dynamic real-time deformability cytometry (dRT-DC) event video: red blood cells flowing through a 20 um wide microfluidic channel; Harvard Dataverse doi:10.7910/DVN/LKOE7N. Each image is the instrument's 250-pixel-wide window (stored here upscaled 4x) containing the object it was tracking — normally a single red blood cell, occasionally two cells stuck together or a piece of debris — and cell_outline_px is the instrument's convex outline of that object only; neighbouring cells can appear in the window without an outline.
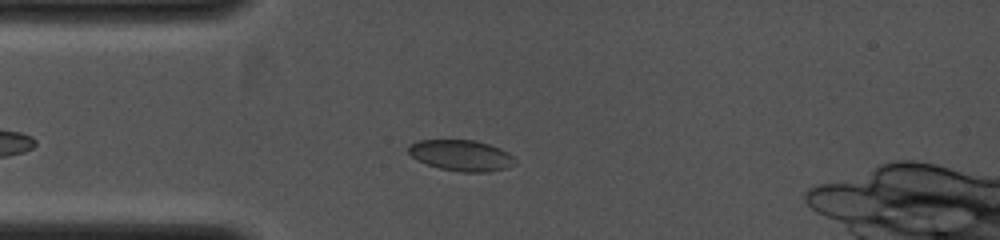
{"species": "common noctule bat (a hibernating species)", "species_latin": "Nyctalus noctula", "temperature_condition": "cold", "stored_images_in_passage": 34, "camera_frame_rate_fps": 4000, "um_per_image_px": 0.085, "animal": {"sex": "female", "body_mass_g": 19.0, "forearm_length_mm": 53.3}, "frame": {"image": 1, "passage_image": 5, "time_ms": 1.0, "image_size_px": [1000, 240], "cell_outline_px": [[516, 164], [508, 168], [488, 172], [460, 172], [440, 168], [428, 164], [412, 156], [408, 152], [408, 144], [420, 140], [472, 140], [488, 144], [500, 148], [508, 152], [516, 160]], "centroid_in_image_um": [39.24, 13.21], "position_along_channel_um": 45.8, "area_um2": 19.19}}
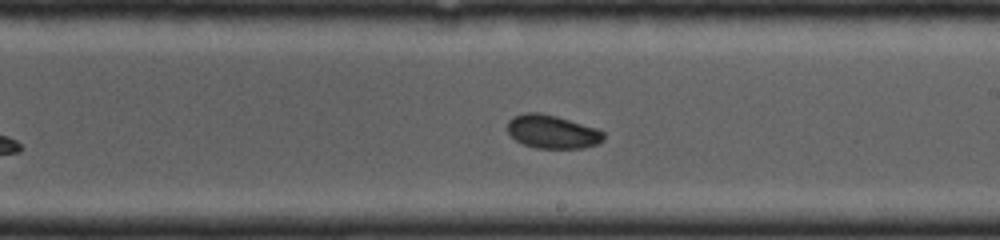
{"frame": {"image": 2, "passage_image": 21, "time_ms": 4.75, "image_size_px": [1000, 240], "cell_outline_px": [[604, 140], [600, 144], [584, 148], [536, 148], [524, 144], [516, 140], [508, 132], [508, 120], [512, 116], [524, 112], [540, 112], [556, 116], [596, 128], [604, 132]], "centroid_in_image_um": [46.95, 11.19], "position_along_channel_um": 242.0, "area_um2": 18.84}}
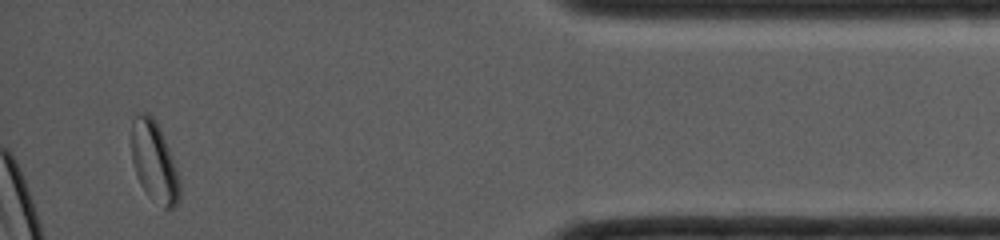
{"frame": {"image": 3, "passage_image": 32, "time_ms": 8.75, "image_size_px": [1000, 240], "cell_outline_px": [[180, 200], [172, 208], [164, 208], [148, 196], [140, 184], [132, 160], [132, 120], [136, 112], [148, 112], [152, 116], [168, 148], [176, 168], [180, 180]], "centroid_in_image_um": [13.1, 13.77], "position_along_channel_um": 422.1, "area_um2": 22.31}}